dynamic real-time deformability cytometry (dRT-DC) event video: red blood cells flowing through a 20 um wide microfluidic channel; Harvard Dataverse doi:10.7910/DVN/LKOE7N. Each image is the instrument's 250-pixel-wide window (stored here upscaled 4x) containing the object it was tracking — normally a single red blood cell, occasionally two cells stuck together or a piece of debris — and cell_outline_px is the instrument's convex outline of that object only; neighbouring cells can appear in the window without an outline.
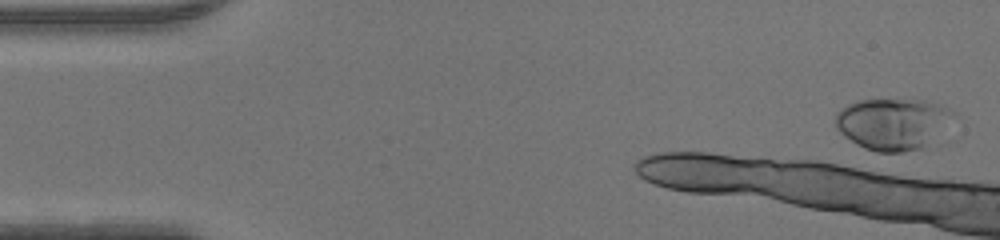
{"species": "human", "species_latin": "Homo sapiens", "temperature_condition": "warm", "stored_images_in_passage": 3, "camera_frame_rate_fps": 3000, "um_per_image_px": 0.085, "donor": {"sex": "male"}, "frame": {"image": 1, "passage_image": 1, "time_ms": 0.0, "image_size_px": [1000, 240], "cell_outline_px": [[956, 116], [928, 144], [920, 148], [904, 152], [876, 152], [864, 148], [856, 144], [844, 136], [836, 128], [836, 112], [840, 108], [848, 104], [860, 100], [928, 100], [940, 104], [956, 112]], "centroid_in_image_um": [75.88, 10.51], "position_along_channel_um": 9.1, "area_um2": 35.43}}